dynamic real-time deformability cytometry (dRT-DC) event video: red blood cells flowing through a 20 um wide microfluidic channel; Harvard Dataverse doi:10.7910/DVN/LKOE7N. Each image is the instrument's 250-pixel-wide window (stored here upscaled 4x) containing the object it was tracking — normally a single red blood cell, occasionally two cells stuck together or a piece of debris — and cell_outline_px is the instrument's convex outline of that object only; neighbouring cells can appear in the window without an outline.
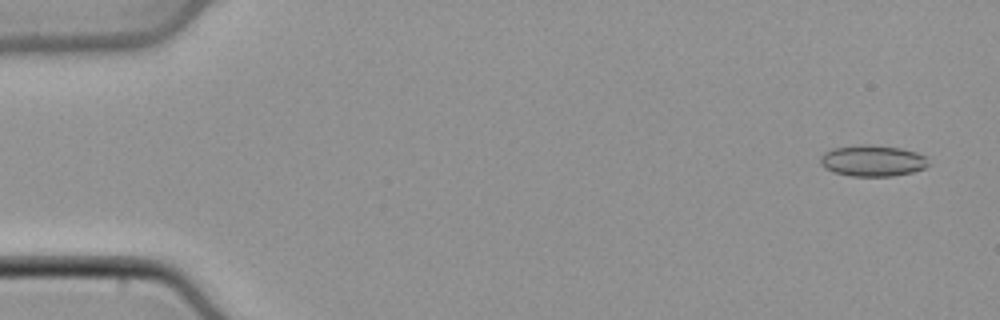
{"species": "common noctule bat (a hibernating species)", "species_latin": "Nyctalus noctula", "temperature_condition": "cold", "stored_images_in_passage": 49, "camera_frame_rate_fps": 3000, "um_per_image_px": 0.085, "animal": {"sex": "male", "body_mass_g": 21.5, "forearm_length_mm": 52.0}, "frame": {"image": 1, "passage_image": 3, "time_ms": 0.667, "image_size_px": [1000, 320], "cell_outline_px": [[928, 164], [924, 168], [912, 172], [892, 176], [852, 176], [832, 172], [824, 168], [820, 164], [820, 156], [824, 152], [832, 148], [860, 144], [868, 144], [900, 148], [916, 152], [924, 156]], "centroid_in_image_um": [74.1, 13.66], "position_along_channel_um": 10.9, "area_um2": 19.71}}
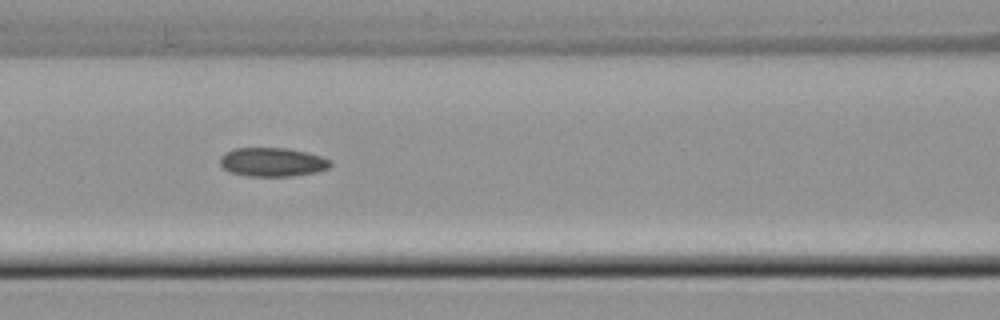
{"frame": {"image": 2, "passage_image": 22, "time_ms": 7.0, "image_size_px": [1000, 320], "cell_outline_px": [[332, 164], [328, 168], [316, 172], [292, 176], [244, 176], [232, 172], [224, 168], [220, 164], [220, 156], [224, 152], [236, 148], [288, 148], [320, 156], [332, 160]], "centroid_in_image_um": [23.15, 13.78], "position_along_channel_um": 143.5, "area_um2": 18.55}}
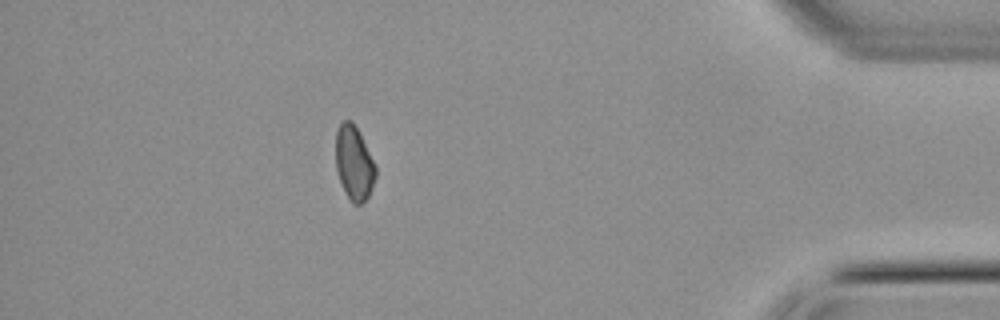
{"frame": {"image": 3, "passage_image": 44, "time_ms": 14.333, "image_size_px": [1000, 320], "cell_outline_px": [[376, 176], [372, 188], [368, 196], [360, 204], [352, 204], [336, 172], [336, 132], [340, 124], [344, 120], [352, 120], [376, 164]], "centroid_in_image_um": [30.1, 13.85], "position_along_channel_um": 405.1, "area_um2": 17.11}}